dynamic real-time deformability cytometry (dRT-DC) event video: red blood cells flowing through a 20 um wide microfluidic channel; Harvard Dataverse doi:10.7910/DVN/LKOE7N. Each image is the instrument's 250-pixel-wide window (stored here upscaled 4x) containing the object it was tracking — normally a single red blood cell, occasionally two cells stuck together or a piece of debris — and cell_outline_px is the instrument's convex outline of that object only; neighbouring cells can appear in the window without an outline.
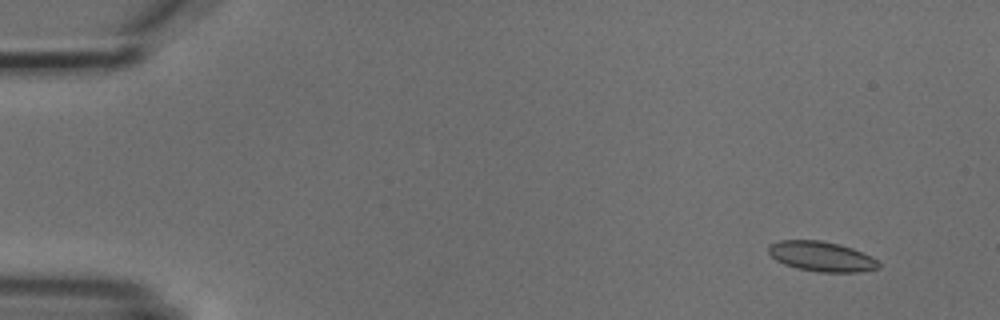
{"species": "common noctule bat (a hibernating species)", "species_latin": "Nyctalus noctula", "temperature_condition": "cold", "stored_images_in_passage": 7, "camera_frame_rate_fps": 3000, "um_per_image_px": 0.085, "animal": {"sex": "male", "body_mass_g": 18.8}, "frame": {"image": 1, "passage_image": 2, "time_ms": 1.333, "image_size_px": [1000, 320], "cell_outline_px": [[880, 268], [860, 272], [820, 272], [796, 268], [784, 264], [776, 260], [768, 252], [768, 244], [780, 240], [820, 240], [840, 244], [852, 248], [872, 256], [880, 264]], "centroid_in_image_um": [69.82, 21.79], "position_along_channel_um": 15.2, "area_um2": 19.36}}
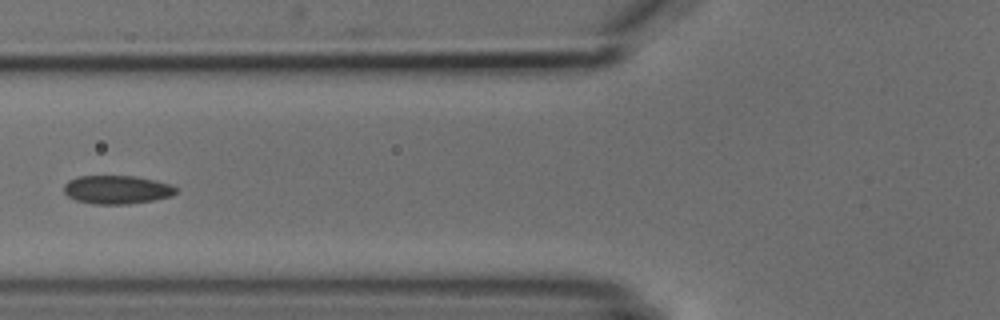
{"frame": {"image": 2, "passage_image": 6, "time_ms": 7.0, "image_size_px": [1000, 320], "cell_outline_px": [[176, 192], [172, 196], [152, 200], [128, 204], [92, 204], [76, 200], [68, 196], [64, 192], [64, 184], [68, 180], [76, 176], [136, 176], [156, 180], [172, 184], [176, 188]], "centroid_in_image_um": [9.93, 16.11], "position_along_channel_um": 115.9, "area_um2": 18.73}}
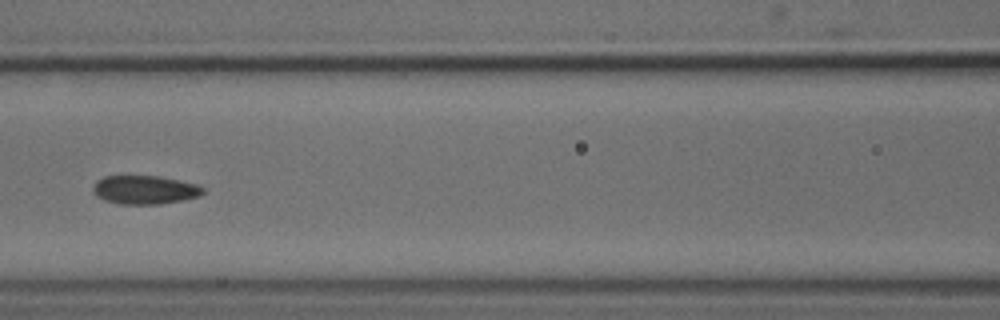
{"frame": {"image": 3, "passage_image": 7, "time_ms": 8.0, "image_size_px": [1000, 320], "cell_outline_px": [[204, 192], [200, 196], [184, 200], [160, 204], [120, 204], [104, 200], [96, 196], [92, 192], [92, 188], [96, 180], [104, 176], [160, 176], [200, 184], [204, 188]], "centroid_in_image_um": [12.32, 16.13], "position_along_channel_um": 154.3, "area_um2": 18.67}}